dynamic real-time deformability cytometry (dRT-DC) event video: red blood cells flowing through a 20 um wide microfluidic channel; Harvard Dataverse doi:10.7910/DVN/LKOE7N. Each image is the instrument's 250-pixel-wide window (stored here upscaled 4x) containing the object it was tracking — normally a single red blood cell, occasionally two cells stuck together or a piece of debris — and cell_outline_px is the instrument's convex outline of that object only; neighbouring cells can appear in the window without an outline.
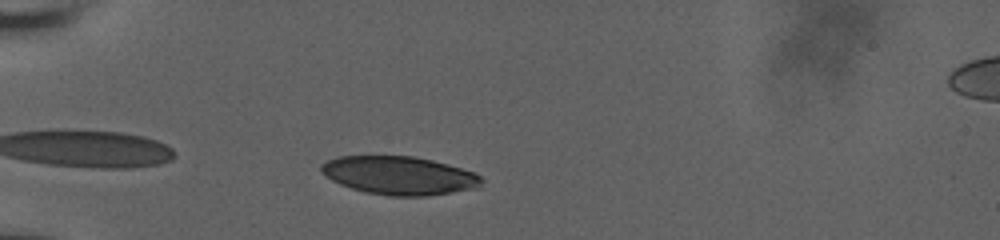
{"species": "human", "species_latin": "Homo sapiens", "temperature_condition": "room temperature", "stored_images_in_passage": 34, "camera_frame_rate_fps": 3000, "um_per_image_px": 0.085, "donor": {"sex": "male"}, "frame": {"image": 1, "passage_image": 3, "time_ms": 0.667, "image_size_px": [1000, 240], "cell_outline_px": [[484, 180], [476, 188], [452, 192], [424, 196], [388, 196], [364, 192], [340, 184], [332, 180], [320, 168], [320, 164], [328, 160], [340, 156], [412, 156], [432, 160], [448, 164], [476, 172]], "centroid_in_image_um": [33.96, 14.91], "position_along_channel_um": 51.0, "area_um2": 35.72}}
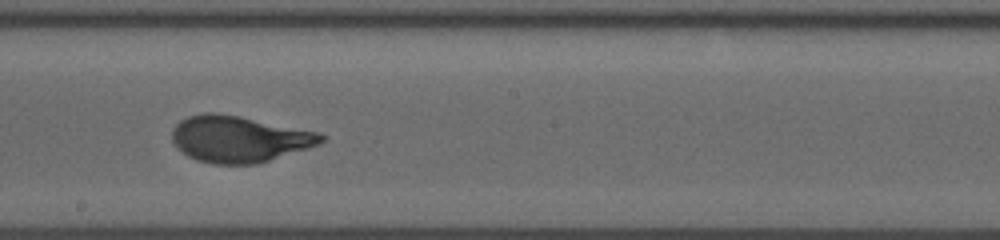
{"frame": {"image": 2, "passage_image": 19, "time_ms": 6.0, "image_size_px": [1000, 240], "cell_outline_px": [[324, 140], [308, 148], [256, 164], [212, 164], [196, 160], [180, 152], [172, 140], [172, 128], [180, 120], [188, 116], [204, 112], [216, 112], [320, 132], [324, 136]], "centroid_in_image_um": [20.26, 11.82], "position_along_channel_um": 227.9, "area_um2": 40.17}}
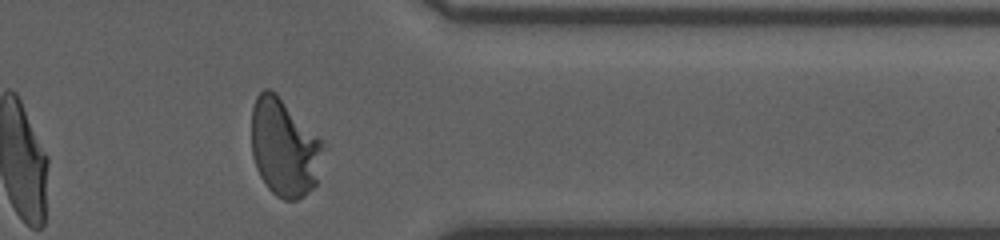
{"frame": {"image": 3, "passage_image": 32, "time_ms": 10.333, "image_size_px": [1000, 240], "cell_outline_px": [[324, 148], [316, 184], [304, 196], [296, 200], [284, 200], [276, 196], [268, 188], [260, 176], [256, 168], [252, 156], [252, 108], [256, 96], [264, 88], [268, 88], [276, 92], [320, 140]], "centroid_in_image_um": [24.13, 12.56], "position_along_channel_um": 387.3, "area_um2": 40.52}, "authors_computed_cell_mechanics": {"area_um2": 39.6797, "velocity_mm_per_s": 3.8362, "shape_relaxation_time_tau1_ms": 3.915, "shape_relaxation_time_tau2_ms": null, "deformation_change_tau1": 0.204, "deformation_change_tau2": null}}